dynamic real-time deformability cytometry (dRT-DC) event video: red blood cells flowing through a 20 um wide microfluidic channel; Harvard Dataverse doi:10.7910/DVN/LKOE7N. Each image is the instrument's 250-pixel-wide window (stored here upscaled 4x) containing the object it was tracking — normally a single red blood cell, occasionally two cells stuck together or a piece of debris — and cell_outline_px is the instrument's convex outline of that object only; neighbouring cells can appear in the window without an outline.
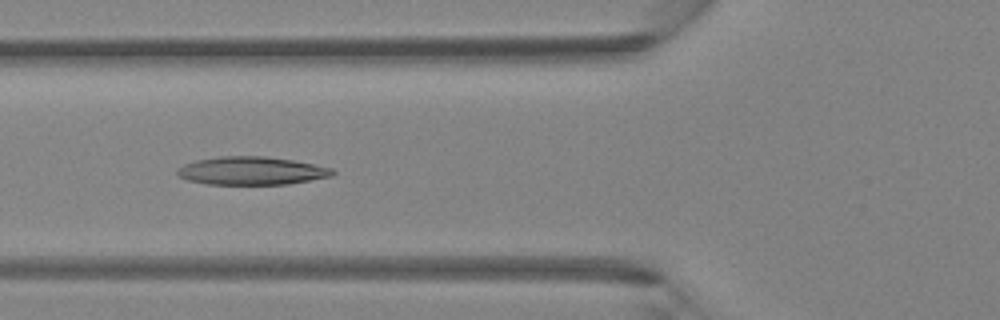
{"species": "Egyptian fruit bat (a non-hibernating species)", "species_latin": "Rousettus aegyptiacus", "temperature_condition": "room temperature", "stored_images_in_passage": 5, "camera_frame_rate_fps": 3000, "um_per_image_px": 0.085, "animal": {"sex": "female"}, "frame": {"image": 1, "passage_image": 5, "time_ms": 1.333, "image_size_px": [1000, 320], "cell_outline_px": [[336, 172], [332, 176], [288, 184], [208, 184], [188, 180], [180, 176], [176, 172], [176, 168], [184, 164], [196, 160], [220, 156], [264, 156], [292, 160], [332, 168]], "centroid_in_image_um": [21.36, 14.51], "position_along_channel_um": 104.4, "area_um2": 25.32}}